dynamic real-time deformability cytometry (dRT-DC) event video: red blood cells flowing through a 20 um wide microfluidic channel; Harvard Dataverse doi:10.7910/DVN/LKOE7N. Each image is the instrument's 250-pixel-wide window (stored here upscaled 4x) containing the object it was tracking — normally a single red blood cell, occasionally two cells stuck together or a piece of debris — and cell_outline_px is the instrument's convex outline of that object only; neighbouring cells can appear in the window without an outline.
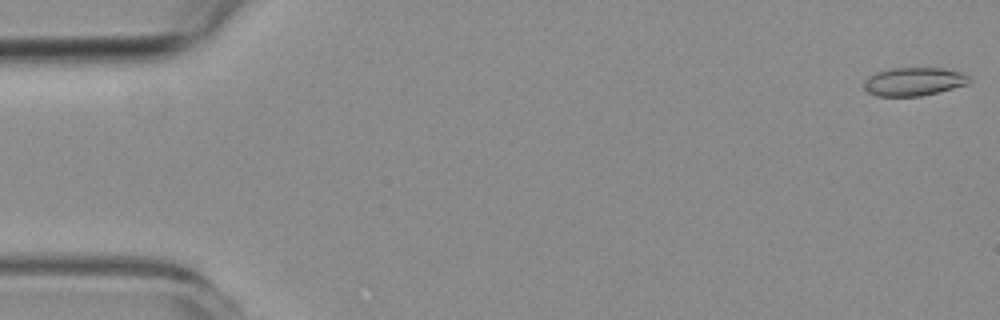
{"species": "common noctule bat (a hibernating species)", "species_latin": "Nyctalus noctula", "temperature_condition": "room temperature", "stored_images_in_passage": 56, "camera_frame_rate_fps": 3000, "um_per_image_px": 0.085, "animal": {"sex": "female", "body_mass_g": 19.3, "forearm_length_mm": 54.1}, "frame": {"image": 1, "passage_image": 1, "time_ms": 0.0, "image_size_px": [1000, 320], "cell_outline_px": [[972, 80], [968, 84], [920, 96], [876, 96], [868, 92], [864, 88], [864, 80], [868, 76], [876, 72], [892, 68], [944, 68], [960, 72], [968, 76]], "centroid_in_image_um": [77.65, 6.93], "position_along_channel_um": 7.3, "area_um2": 17.34}}
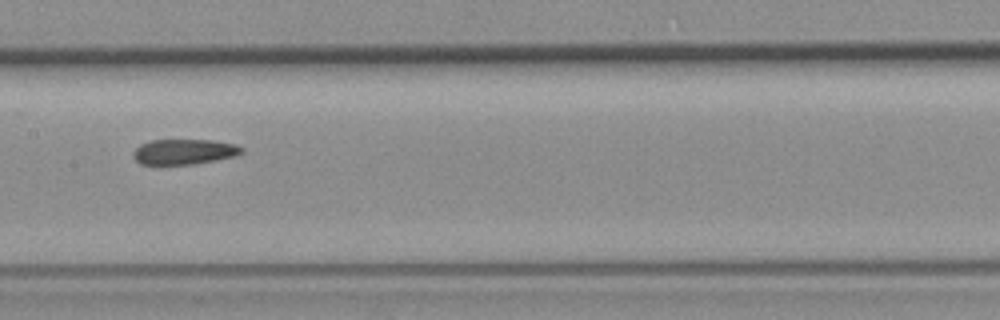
{"frame": {"image": 2, "passage_image": 28, "time_ms": 9.0, "image_size_px": [1000, 320], "cell_outline_px": [[244, 152], [236, 156], [196, 164], [160, 168], [140, 164], [132, 156], [132, 152], [140, 144], [152, 140], [212, 140], [236, 144], [244, 148]], "centroid_in_image_um": [15.6, 12.95], "position_along_channel_um": 191.8, "area_um2": 16.94}}
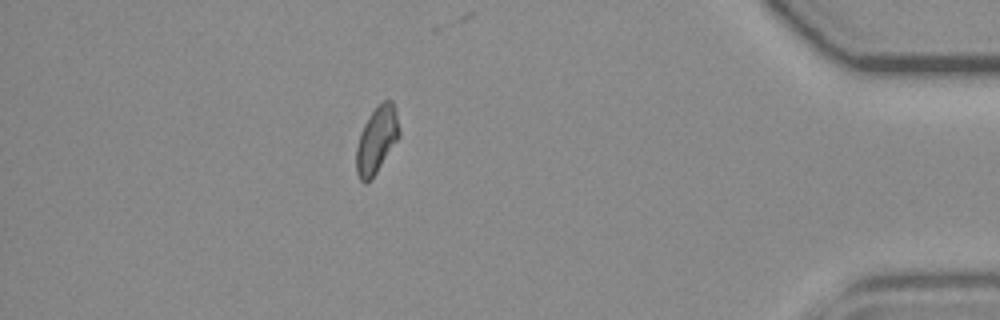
{"frame": {"image": 3, "passage_image": 49, "time_ms": 16.0, "image_size_px": [1000, 320], "cell_outline_px": [[400, 136], [376, 172], [364, 184], [360, 180], [356, 172], [356, 148], [360, 132], [364, 124], [372, 112], [384, 100], [392, 100], [396, 112], [400, 132]], "centroid_in_image_um": [32.01, 11.89], "position_along_channel_um": 403.2, "area_um2": 16.36}, "authors_computed_cell_mechanics": {"area_um2": 17.2533, "velocity_mm_per_s": 3.7227, "shape_relaxation_time_tau1_ms": null, "shape_relaxation_time_tau2_ms": 2.2296, "deformation_change_tau1": null, "deformation_change_tau2": 0.073}}